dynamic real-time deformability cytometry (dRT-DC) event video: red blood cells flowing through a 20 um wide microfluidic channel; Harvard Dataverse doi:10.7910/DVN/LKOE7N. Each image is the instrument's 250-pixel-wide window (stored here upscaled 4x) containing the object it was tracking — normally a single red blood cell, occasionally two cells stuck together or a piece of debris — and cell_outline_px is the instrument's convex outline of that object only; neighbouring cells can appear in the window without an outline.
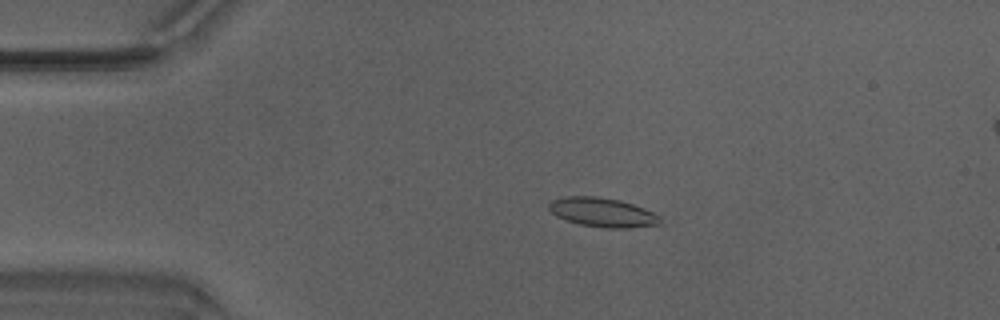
{"species": "Egyptian fruit bat (a non-hibernating species)", "species_latin": "Rousettus aegyptiacus", "temperature_condition": "warm", "stored_images_in_passage": 47, "camera_frame_rate_fps": 3000, "um_per_image_px": 0.085, "animal": {"sex": "male"}, "frame": {"image": 1, "passage_image": 9, "time_ms": 2.667, "image_size_px": [1000, 320], "cell_outline_px": [[660, 224], [628, 228], [608, 228], [580, 224], [556, 216], [548, 208], [548, 204], [552, 200], [564, 196], [596, 196], [620, 200], [644, 208], [660, 216]], "centroid_in_image_um": [51.2, 18.04], "position_along_channel_um": 33.8, "area_um2": 18.79}}
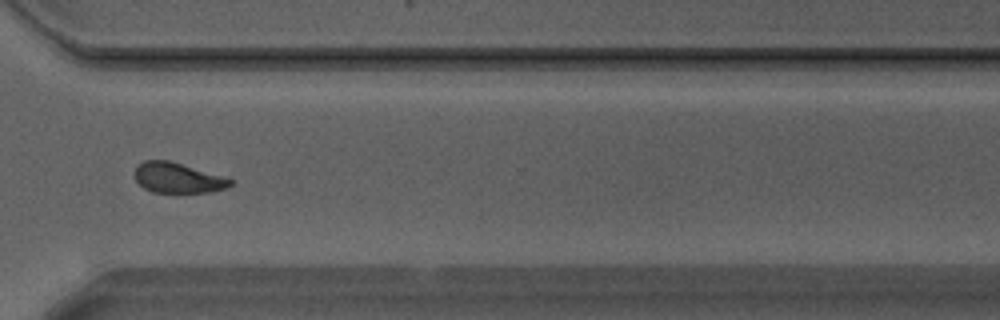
{"frame": {"image": 2, "passage_image": 35, "time_ms": 11.333, "image_size_px": [1000, 320], "cell_outline_px": [[236, 180], [232, 184], [224, 188], [208, 192], [176, 196], [152, 192], [144, 188], [136, 180], [136, 168], [144, 160], [168, 160], [228, 176]], "centroid_in_image_um": [15.19, 15.17], "position_along_channel_um": 355.4, "area_um2": 17.74}}
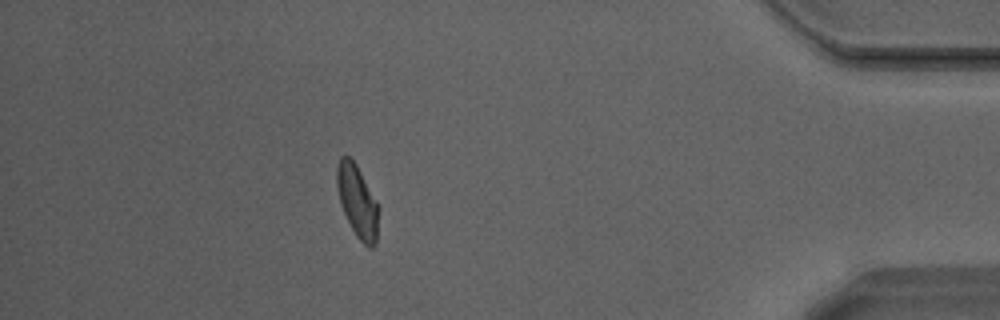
{"frame": {"image": 3, "passage_image": 42, "time_ms": 13.667, "image_size_px": [1000, 320], "cell_outline_px": [[380, 208], [376, 244], [372, 248], [368, 248], [356, 236], [340, 204], [336, 184], [336, 168], [340, 156], [348, 156], [356, 164], [376, 200]], "centroid_in_image_um": [30.39, 17.13], "position_along_channel_um": 404.8, "area_um2": 17.69}, "authors_computed_cell_mechanics": {"area_um2": 17.918, "velocity_mm_per_s": 4.2329, "shape_relaxation_time_tau1_ms": null, "shape_relaxation_time_tau2_ms": 1.8813, "deformation_change_tau1": null, "deformation_change_tau2": 0.0833}}